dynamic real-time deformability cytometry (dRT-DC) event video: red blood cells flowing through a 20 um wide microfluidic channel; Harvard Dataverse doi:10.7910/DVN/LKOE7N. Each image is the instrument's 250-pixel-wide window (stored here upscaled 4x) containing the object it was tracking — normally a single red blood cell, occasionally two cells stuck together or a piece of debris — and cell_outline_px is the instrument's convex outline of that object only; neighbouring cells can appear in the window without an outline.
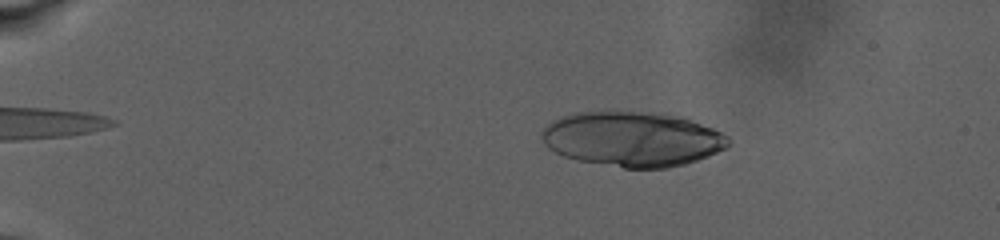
{"species": "human", "species_latin": "Homo sapiens", "temperature_condition": "warm", "stored_images_in_passage": 52, "camera_frame_rate_fps": 3000, "um_per_image_px": 0.085, "donor": {"sex": "male"}, "frame": {"image": 1, "passage_image": 19, "time_ms": 5.333, "image_size_px": [1000, 240], "cell_outline_px": [[728, 144], [724, 148], [716, 152], [696, 160], [684, 164], [668, 168], [624, 168], [580, 160], [564, 156], [548, 148], [540, 136], [540, 132], [552, 120], [560, 116], [576, 112], [664, 112], [684, 116], [712, 128], [728, 136]], "centroid_in_image_um": [53.74, 11.8], "position_along_channel_um": 31.3, "area_um2": 59.71}}
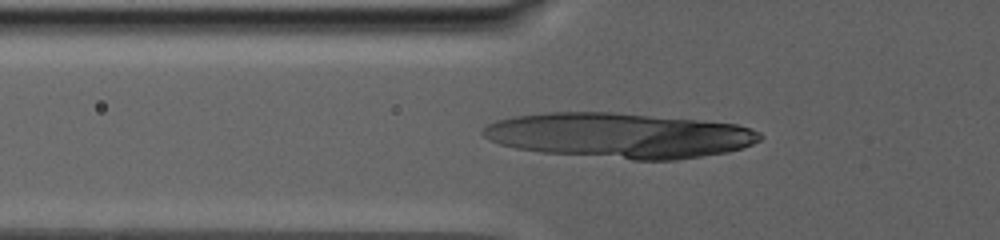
{"frame": {"image": 2, "passage_image": 37, "time_ms": 10.667, "image_size_px": [1000, 240], "cell_outline_px": [[764, 136], [760, 140], [752, 144], [728, 152], [676, 160], [632, 160], [540, 152], [516, 148], [500, 144], [488, 140], [480, 132], [488, 124], [496, 120], [512, 116], [548, 112], [612, 112], [696, 120], [736, 124], [760, 132]], "centroid_in_image_um": [52.61, 11.51], "position_along_channel_um": 73.2, "area_um2": 72.83}}